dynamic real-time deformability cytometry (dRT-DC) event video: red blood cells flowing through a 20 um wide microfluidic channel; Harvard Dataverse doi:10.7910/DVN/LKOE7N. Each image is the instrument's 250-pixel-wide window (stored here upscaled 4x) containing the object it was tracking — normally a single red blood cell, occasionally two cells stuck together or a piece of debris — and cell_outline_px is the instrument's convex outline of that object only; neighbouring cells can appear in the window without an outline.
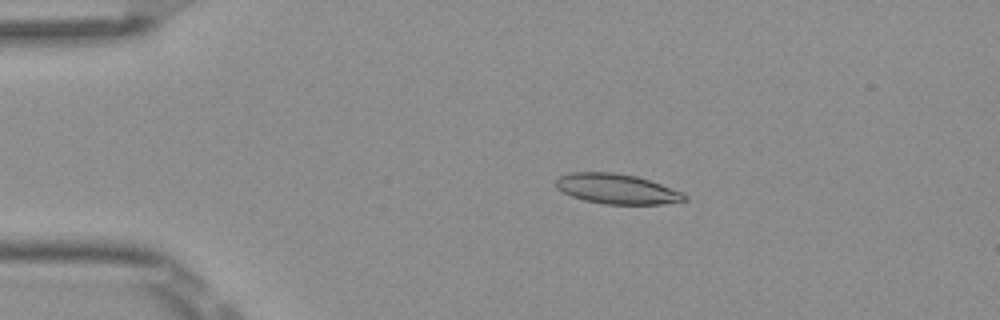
{"species": "Egyptian fruit bat (a non-hibernating species)", "species_latin": "Rousettus aegyptiacus", "temperature_condition": "room temperature", "stored_images_in_passage": 3, "camera_frame_rate_fps": 3000, "um_per_image_px": 0.085, "frame": {"image": 1, "passage_image": 1, "time_ms": 0.0, "image_size_px": [1000, 320], "cell_outline_px": [[688, 200], [664, 204], [604, 204], [584, 200], [572, 196], [556, 188], [556, 180], [560, 176], [572, 172], [612, 172], [636, 176], [684, 192], [688, 196]], "centroid_in_image_um": [52.46, 16.06], "position_along_channel_um": 32.5, "area_um2": 22.48}}
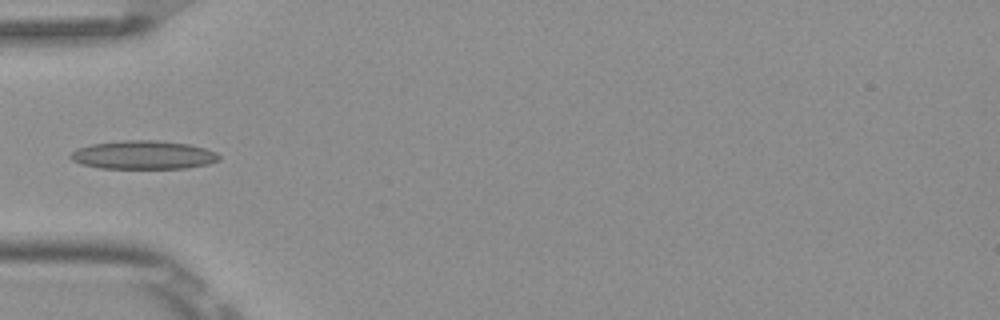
{"frame": {"image": 2, "passage_image": 3, "time_ms": 0.667, "image_size_px": [1000, 320], "cell_outline_px": [[220, 160], [208, 164], [184, 168], [100, 168], [80, 164], [72, 160], [68, 156], [76, 148], [92, 144], [124, 140], [156, 140], [188, 144], [204, 148], [216, 152], [220, 156]], "centroid_in_image_um": [12.16, 13.17], "position_along_channel_um": 72.8, "area_um2": 24.68}}